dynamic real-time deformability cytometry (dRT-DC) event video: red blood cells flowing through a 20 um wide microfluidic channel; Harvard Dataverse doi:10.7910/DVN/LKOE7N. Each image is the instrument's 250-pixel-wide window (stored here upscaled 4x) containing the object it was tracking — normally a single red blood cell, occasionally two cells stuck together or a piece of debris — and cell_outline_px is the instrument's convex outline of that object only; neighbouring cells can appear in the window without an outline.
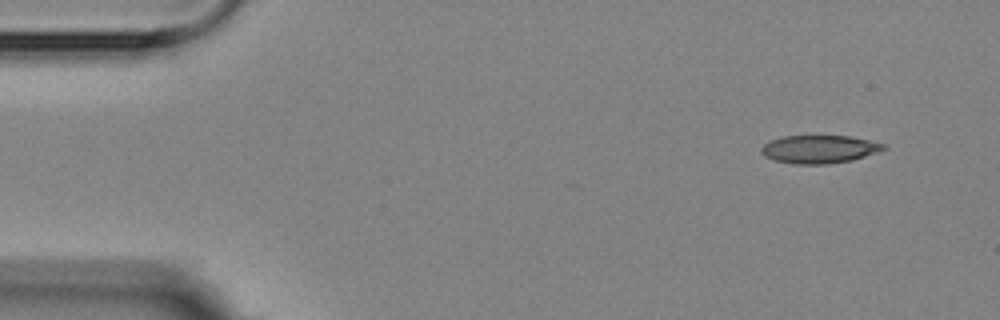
{"species": "Egyptian fruit bat (a non-hibernating species)", "species_latin": "Rousettus aegyptiacus", "temperature_condition": "room temperature", "stored_images_in_passage": 5, "camera_frame_rate_fps": 3000, "um_per_image_px": 0.085, "animal": {"sex": "female"}, "frame": {"image": 1, "passage_image": 1, "time_ms": 0.0, "image_size_px": [1000, 320], "cell_outline_px": [[888, 148], [852, 160], [828, 164], [796, 164], [776, 160], [764, 156], [760, 152], [760, 148], [764, 144], [772, 140], [784, 136], [848, 136], [868, 140], [884, 144]], "centroid_in_image_um": [69.62, 12.68], "position_along_channel_um": 15.4, "area_um2": 19.77}}
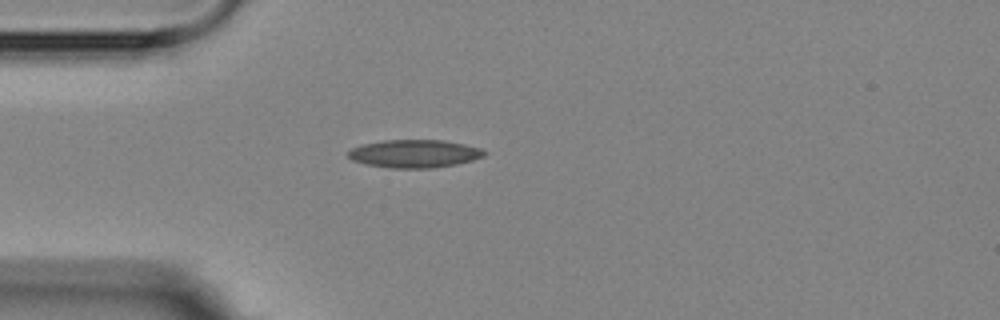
{"frame": {"image": 2, "passage_image": 4, "time_ms": 3.333, "image_size_px": [1000, 320], "cell_outline_px": [[488, 152], [484, 156], [472, 160], [456, 164], [432, 168], [392, 168], [364, 164], [352, 160], [348, 156], [348, 152], [352, 148], [360, 144], [384, 140], [444, 140], [464, 144], [480, 148]], "centroid_in_image_um": [35.21, 13.06], "position_along_channel_um": 49.8, "area_um2": 22.25}}